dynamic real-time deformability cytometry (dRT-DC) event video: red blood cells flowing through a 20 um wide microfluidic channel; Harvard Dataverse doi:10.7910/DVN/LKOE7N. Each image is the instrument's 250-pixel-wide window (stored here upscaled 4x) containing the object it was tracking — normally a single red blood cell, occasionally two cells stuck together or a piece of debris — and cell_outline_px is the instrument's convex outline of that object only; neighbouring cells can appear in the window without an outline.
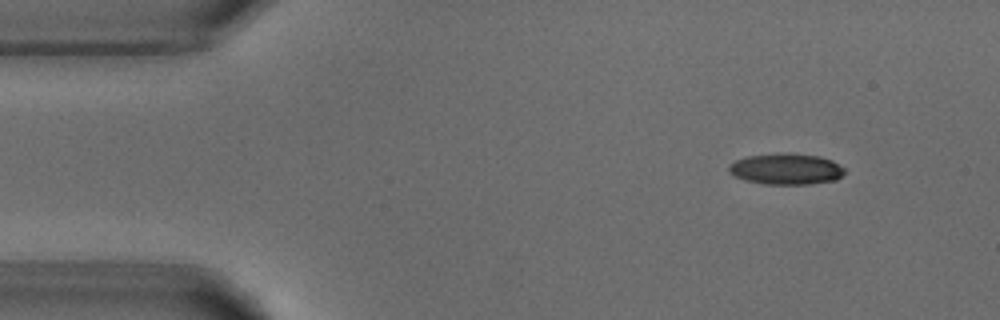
{"species": "common noctule bat (a hibernating species)", "species_latin": "Nyctalus noctula", "temperature_condition": "warm", "stored_images_in_passage": 4, "camera_frame_rate_fps": 3000, "um_per_image_px": 0.085, "animal": {"sex": "male", "body_mass_g": 18.8}, "frame": {"image": 1, "passage_image": 1, "time_ms": 0.0, "image_size_px": [1000, 320], "cell_outline_px": [[844, 172], [836, 180], [812, 184], [764, 184], [744, 180], [728, 172], [728, 164], [736, 160], [748, 156], [820, 156], [832, 160], [844, 168]], "centroid_in_image_um": [66.81, 14.42], "position_along_channel_um": 18.2, "area_um2": 20.06}}
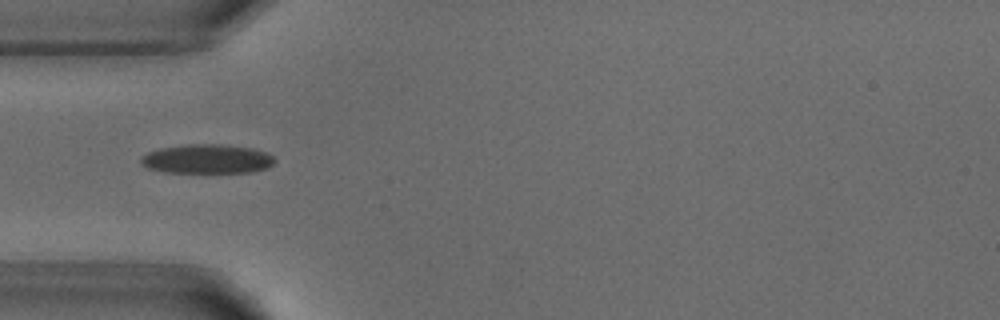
{"frame": {"image": 2, "passage_image": 4, "time_ms": 3.333, "image_size_px": [1000, 320], "cell_outline_px": [[276, 160], [268, 168], [252, 172], [164, 172], [148, 168], [140, 160], [140, 156], [148, 152], [160, 148], [188, 144], [224, 144], [256, 148], [272, 156]], "centroid_in_image_um": [17.62, 13.5], "position_along_channel_um": 67.4, "area_um2": 22.83}}